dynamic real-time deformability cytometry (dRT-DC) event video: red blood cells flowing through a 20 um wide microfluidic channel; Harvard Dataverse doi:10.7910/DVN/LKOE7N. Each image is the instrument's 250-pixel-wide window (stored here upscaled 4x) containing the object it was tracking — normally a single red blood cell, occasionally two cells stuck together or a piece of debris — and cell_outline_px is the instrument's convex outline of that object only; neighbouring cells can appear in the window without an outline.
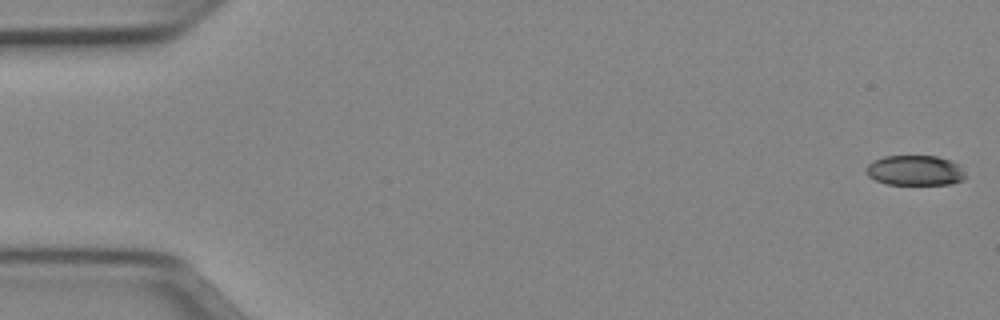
{"species": "Egyptian fruit bat (a non-hibernating species)", "species_latin": "Rousettus aegyptiacus", "temperature_condition": "cold", "stored_images_in_passage": 51, "camera_frame_rate_fps": 3000, "um_per_image_px": 0.085, "animal": {"sex": "female"}, "frame": {"image": 1, "passage_image": 1, "time_ms": 0.0, "image_size_px": [1000, 320], "cell_outline_px": [[964, 180], [952, 184], [888, 184], [876, 180], [868, 176], [864, 172], [864, 168], [872, 160], [884, 156], [936, 156], [952, 160], [960, 164], [964, 172]], "centroid_in_image_um": [77.77, 14.48], "position_along_channel_um": 7.2, "area_um2": 17.69}}
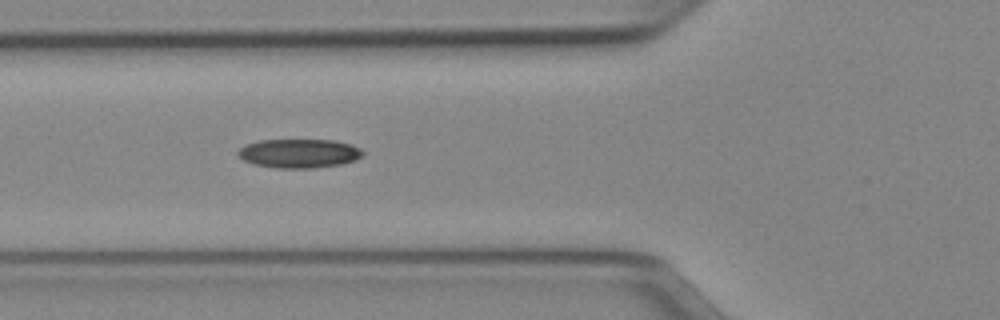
{"frame": {"image": 2, "passage_image": 19, "time_ms": 6.0, "image_size_px": [1000, 320], "cell_outline_px": [[364, 152], [356, 160], [340, 164], [316, 168], [276, 168], [256, 164], [244, 160], [236, 152], [244, 144], [260, 140], [332, 140], [352, 144], [360, 148]], "centroid_in_image_um": [25.42, 13.03], "position_along_channel_um": 100.4, "area_um2": 21.04}}
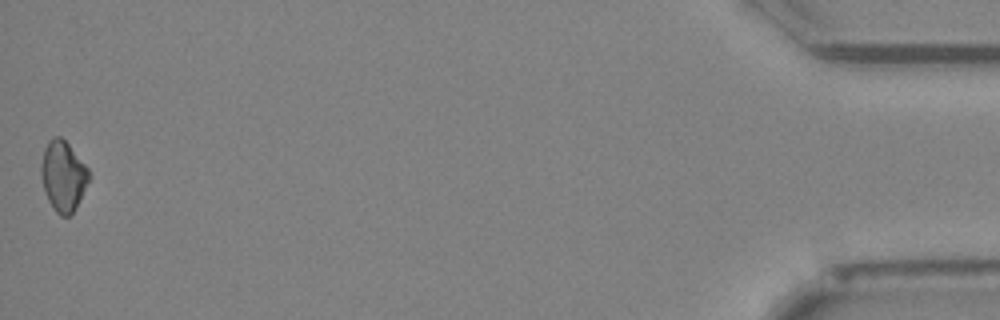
{"frame": {"image": 3, "passage_image": 51, "time_ms": 16.667, "image_size_px": [1000, 320], "cell_outline_px": [[92, 176], [76, 208], [68, 216], [60, 216], [56, 212], [48, 200], [44, 192], [40, 176], [40, 164], [44, 148], [48, 140], [52, 136], [60, 136], [68, 144], [88, 168]], "centroid_in_image_um": [5.36, 14.96], "position_along_channel_um": 429.8, "area_um2": 19.88}, "authors_computed_cell_mechanics": {"area_um2": 19.8254, "velocity_mm_per_s": 3.9794, "shape_relaxation_time_tau1_ms": 5.4636, "shape_relaxation_time_tau2_ms": null, "deformation_change_tau1": 0.1084, "deformation_change_tau2": null}}